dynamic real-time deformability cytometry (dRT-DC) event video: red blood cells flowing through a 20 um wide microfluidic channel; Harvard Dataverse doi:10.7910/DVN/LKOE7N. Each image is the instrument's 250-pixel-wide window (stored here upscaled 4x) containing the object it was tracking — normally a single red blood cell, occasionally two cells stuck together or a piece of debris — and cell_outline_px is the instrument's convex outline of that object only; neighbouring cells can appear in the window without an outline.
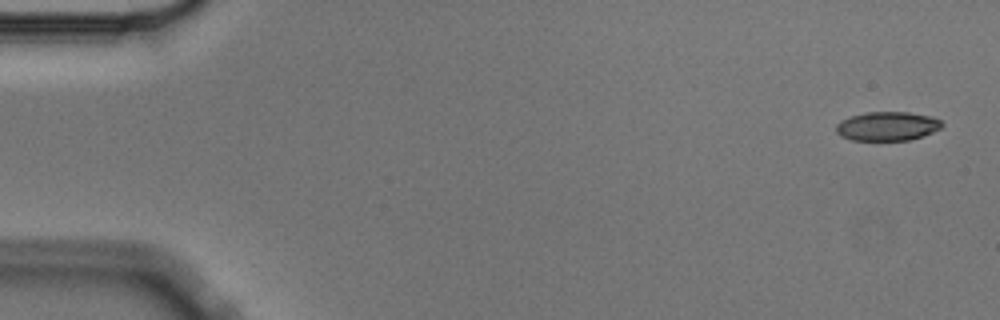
{"species": "Egyptian fruit bat (a non-hibernating species)", "species_latin": "Rousettus aegyptiacus", "temperature_condition": "cold", "stored_images_in_passage": 5, "camera_frame_rate_fps": 3000, "um_per_image_px": 0.085, "animal": {"sex": "male"}, "frame": {"image": 1, "passage_image": 1, "time_ms": 0.0, "image_size_px": [1000, 320], "cell_outline_px": [[944, 124], [940, 128], [924, 136], [908, 140], [852, 140], [840, 136], [836, 132], [836, 124], [840, 120], [852, 116], [868, 112], [908, 112], [932, 116], [940, 120]], "centroid_in_image_um": [75.42, 10.72], "position_along_channel_um": 9.6, "area_um2": 17.92}}
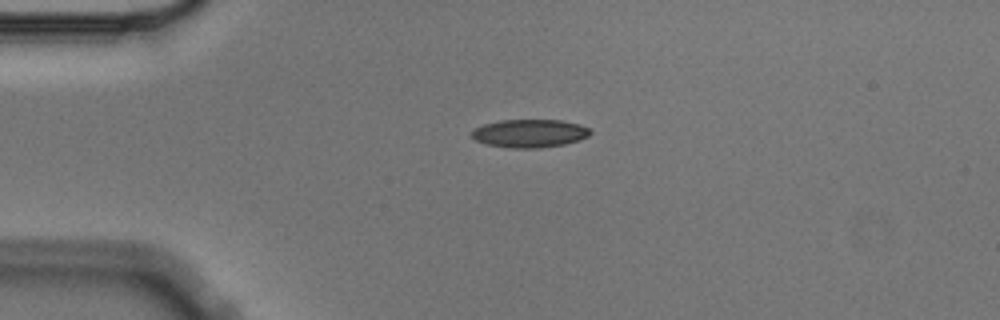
{"frame": {"image": 2, "passage_image": 4, "time_ms": 1.0, "image_size_px": [1000, 320], "cell_outline_px": [[592, 132], [588, 136], [580, 140], [564, 144], [540, 148], [512, 148], [484, 144], [476, 140], [472, 136], [472, 132], [476, 128], [484, 124], [500, 120], [560, 120], [580, 124], [588, 128]], "centroid_in_image_um": [45.04, 11.34], "position_along_channel_um": 40.0, "area_um2": 19.42}}